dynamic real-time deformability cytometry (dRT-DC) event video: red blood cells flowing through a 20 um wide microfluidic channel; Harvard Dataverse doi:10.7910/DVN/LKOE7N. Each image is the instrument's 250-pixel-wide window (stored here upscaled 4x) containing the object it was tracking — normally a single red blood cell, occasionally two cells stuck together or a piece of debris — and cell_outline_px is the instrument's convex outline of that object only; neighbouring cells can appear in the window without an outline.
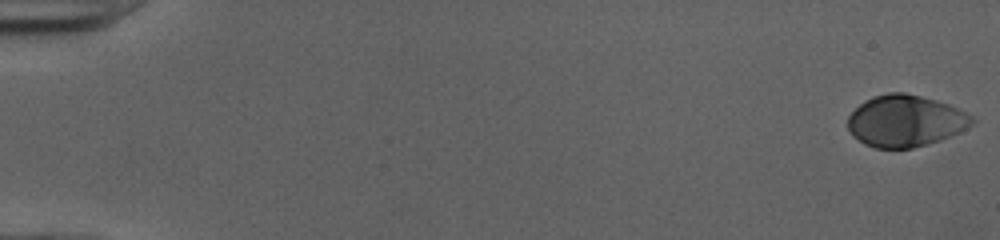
{"species": "human", "species_latin": "Homo sapiens", "temperature_condition": "cold", "stored_images_in_passage": 52, "camera_frame_rate_fps": 3000, "um_per_image_px": 0.085, "donor": {"sex": "female"}, "frame": {"image": 1, "passage_image": 1, "time_ms": 0.0, "image_size_px": [1000, 240], "cell_outline_px": [[976, 120], [968, 128], [960, 132], [940, 140], [912, 148], [876, 148], [864, 144], [852, 136], [848, 128], [848, 116], [864, 100], [872, 96], [888, 92], [904, 92], [936, 100], [948, 104], [972, 116]], "centroid_in_image_um": [76.94, 10.28], "position_along_channel_um": 8.1, "area_um2": 37.4}}
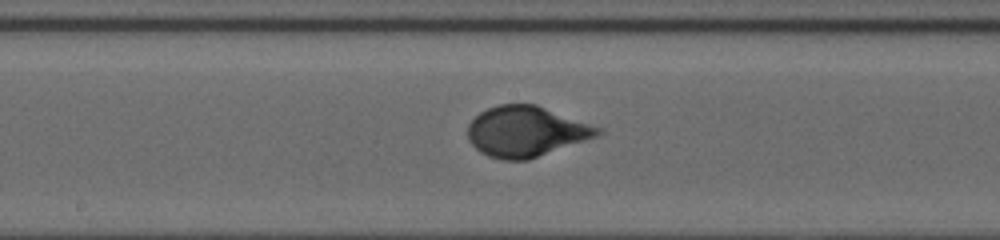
{"frame": {"image": 2, "passage_image": 29, "time_ms": 9.333, "image_size_px": [1000, 240], "cell_outline_px": [[604, 132], [596, 136], [528, 160], [504, 160], [488, 156], [480, 152], [468, 140], [468, 124], [480, 112], [488, 108], [500, 104], [536, 104], [604, 128]], "centroid_in_image_um": [44.72, 11.17], "position_along_channel_um": 203.5, "area_um2": 38.21}}
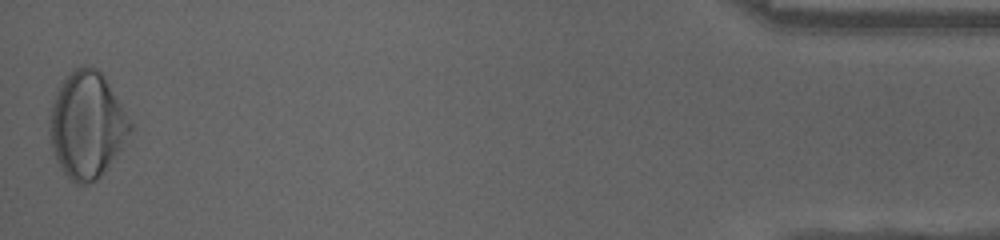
{"frame": {"image": 3, "passage_image": 52, "time_ms": 17.0, "image_size_px": [1000, 240], "cell_outline_px": [[132, 128], [120, 148], [104, 172], [96, 180], [88, 184], [76, 184], [60, 168], [56, 160], [52, 148], [48, 128], [48, 124], [52, 104], [56, 88], [64, 76], [72, 68], [80, 64], [84, 64], [96, 68], [104, 76], [132, 124]], "centroid_in_image_um": [7.33, 10.58], "position_along_channel_um": 427.9, "area_um2": 49.88}, "authors_computed_cell_mechanics": {"area_um2": 37.4833, "velocity_mm_per_s": 3.9821, "shape_relaxation_time_tau1_ms": 3.1836, "shape_relaxation_time_tau2_ms": null, "deformation_change_tau1": 0.1686, "deformation_change_tau2": null}}